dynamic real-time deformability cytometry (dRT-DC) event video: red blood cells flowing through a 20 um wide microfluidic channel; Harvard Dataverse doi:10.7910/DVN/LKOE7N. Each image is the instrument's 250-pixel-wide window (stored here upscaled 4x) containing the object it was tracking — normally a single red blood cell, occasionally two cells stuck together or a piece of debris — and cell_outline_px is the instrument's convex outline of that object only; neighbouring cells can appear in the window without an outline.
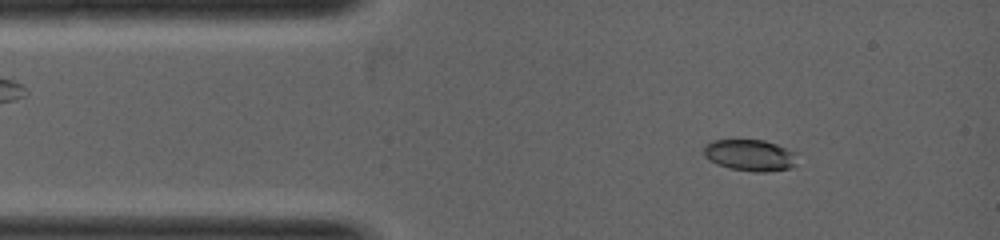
{"species": "common noctule bat (a hibernating species)", "species_latin": "Nyctalus noctula", "temperature_condition": "warm", "stored_images_in_passage": 16, "camera_frame_rate_fps": 5000, "um_per_image_px": 0.085, "animal": {"sex": "female", "body_mass_g": 19.0, "forearm_length_mm": 53.3}, "frame": {"image": 1, "passage_image": 3, "time_ms": 0.8, "image_size_px": [1000, 240], "cell_outline_px": [[800, 152], [796, 164], [792, 168], [764, 172], [752, 172], [732, 168], [716, 164], [708, 160], [704, 156], [704, 144], [712, 140], [764, 140]], "centroid_in_image_um": [63.81, 13.19], "position_along_channel_um": 21.2, "area_um2": 17.57}}
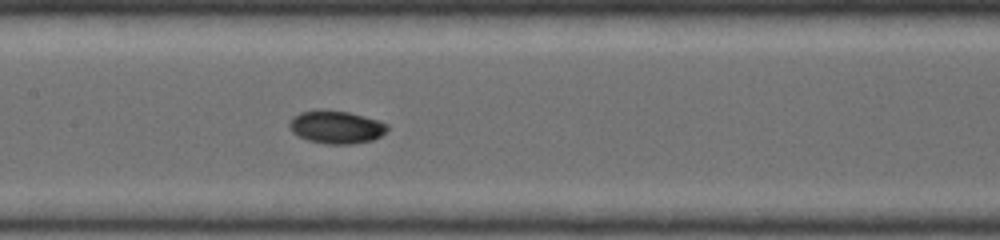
{"frame": {"image": 2, "passage_image": 10, "time_ms": 3.2, "image_size_px": [1000, 240], "cell_outline_px": [[388, 128], [380, 136], [372, 140], [352, 144], [328, 144], [308, 140], [292, 132], [288, 128], [288, 124], [292, 116], [300, 112], [316, 108], [348, 112], [380, 120], [388, 124]], "centroid_in_image_um": [28.54, 10.78], "position_along_channel_um": 178.9, "area_um2": 19.02}}
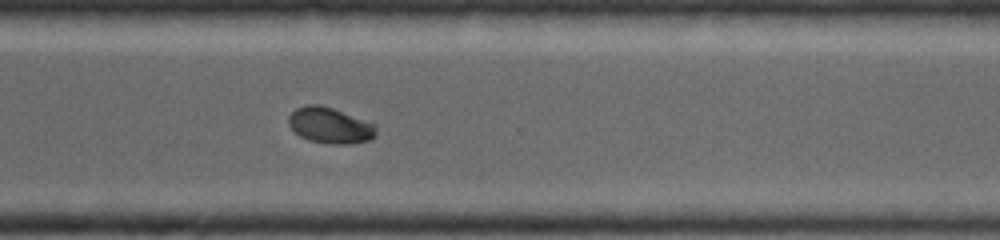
{"frame": {"image": 3, "passage_image": 16, "time_ms": 5.2, "image_size_px": [1000, 240], "cell_outline_px": [[376, 136], [368, 140], [352, 144], [332, 144], [308, 140], [300, 136], [288, 124], [288, 116], [296, 108], [308, 104], [320, 104], [332, 108], [376, 124]], "centroid_in_image_um": [28.05, 10.66], "position_along_channel_um": 342.5, "area_um2": 18.32}}